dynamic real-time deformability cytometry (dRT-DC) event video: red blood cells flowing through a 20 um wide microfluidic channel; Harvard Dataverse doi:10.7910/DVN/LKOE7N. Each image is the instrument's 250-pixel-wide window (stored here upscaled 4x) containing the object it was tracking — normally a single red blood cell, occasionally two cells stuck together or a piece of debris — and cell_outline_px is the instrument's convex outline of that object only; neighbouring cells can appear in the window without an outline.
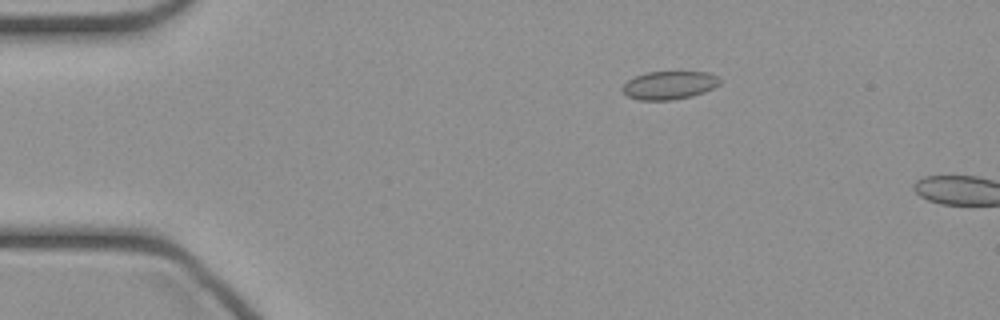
{"species": "common noctule bat (a hibernating species)", "species_latin": "Nyctalus noctula", "temperature_condition": "cold", "stored_images_in_passage": 3, "camera_frame_rate_fps": 3000, "um_per_image_px": 0.085, "animal": {"sex": "female", "body_mass_g": 21.9}, "frame": {"image": 1, "passage_image": 1, "time_ms": 0.0, "image_size_px": [1000, 320], "cell_outline_px": [[720, 84], [704, 92], [692, 96], [672, 100], [640, 100], [628, 96], [620, 88], [628, 80], [636, 76], [648, 72], [708, 72], [716, 76], [720, 80]], "centroid_in_image_um": [56.88, 7.25], "position_along_channel_um": 28.1, "area_um2": 15.9}}